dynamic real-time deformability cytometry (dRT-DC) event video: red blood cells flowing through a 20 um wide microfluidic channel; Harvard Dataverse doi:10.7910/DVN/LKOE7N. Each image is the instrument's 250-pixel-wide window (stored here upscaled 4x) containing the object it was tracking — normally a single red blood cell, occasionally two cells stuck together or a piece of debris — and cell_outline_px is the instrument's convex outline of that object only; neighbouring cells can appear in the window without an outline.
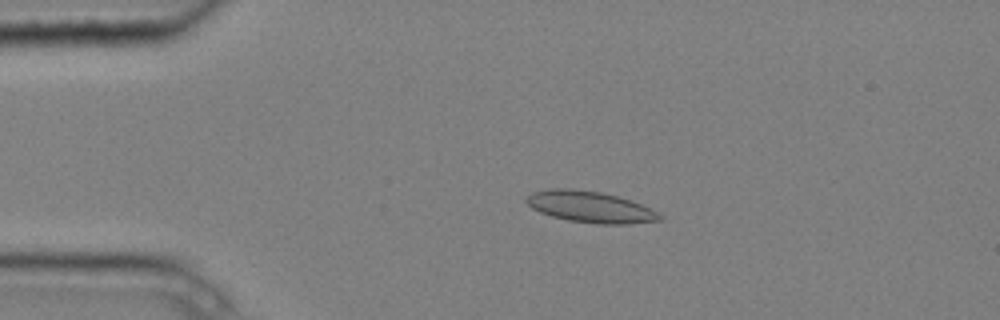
{"species": "common noctule bat (a hibernating species)", "species_latin": "Nyctalus noctula", "temperature_condition": "cold", "stored_images_in_passage": 4, "camera_frame_rate_fps": 3000, "um_per_image_px": 0.085, "animal": {"sex": "male", "body_mass_g": 20.4}, "frame": {"image": 1, "passage_image": 3, "time_ms": 0.667, "image_size_px": [1000, 320], "cell_outline_px": [[664, 220], [628, 224], [596, 224], [568, 220], [552, 216], [540, 212], [532, 208], [524, 200], [532, 192], [552, 188], [572, 188], [600, 192], [632, 200], [664, 216]], "centroid_in_image_um": [50.17, 17.59], "position_along_channel_um": 34.8, "area_um2": 24.33}}